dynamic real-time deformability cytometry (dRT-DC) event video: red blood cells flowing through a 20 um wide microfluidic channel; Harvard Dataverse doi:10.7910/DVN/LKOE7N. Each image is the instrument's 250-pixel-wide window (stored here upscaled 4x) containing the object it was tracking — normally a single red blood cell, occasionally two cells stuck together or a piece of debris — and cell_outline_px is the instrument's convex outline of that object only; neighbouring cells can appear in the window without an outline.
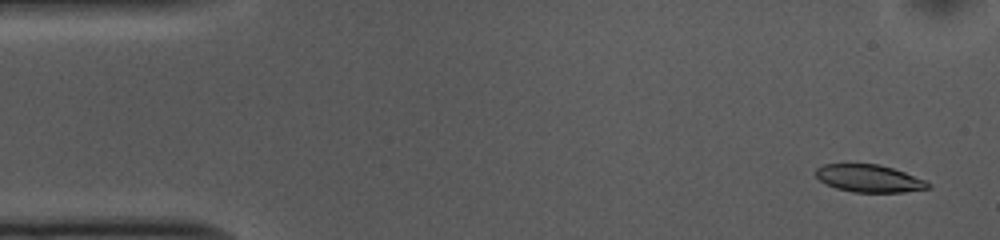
{"species": "common noctule bat (a hibernating species)", "species_latin": "Nyctalus noctula", "temperature_condition": "cold", "stored_images_in_passage": 51, "camera_frame_rate_fps": 3000, "um_per_image_px": 0.085, "animal": {"sex": "female", "body_mass_g": 10.0, "forearm_length_mm": 53.1}, "frame": {"image": 1, "passage_image": 1, "time_ms": 0.0, "image_size_px": [1000, 240], "cell_outline_px": [[932, 184], [928, 188], [904, 192], [852, 192], [836, 188], [820, 180], [816, 176], [816, 168], [824, 164], [880, 164], [904, 172], [924, 180]], "centroid_in_image_um": [73.87, 15.16], "position_along_channel_um": 11.1, "area_um2": 17.8}}
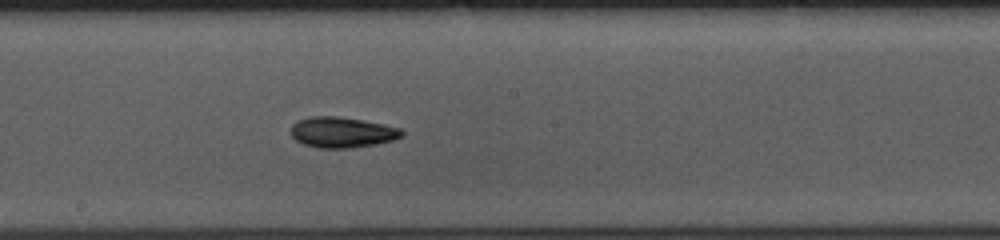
{"frame": {"image": 2, "passage_image": 26, "time_ms": 8.333, "image_size_px": [1000, 240], "cell_outline_px": [[404, 132], [400, 136], [392, 140], [376, 144], [348, 148], [320, 148], [304, 144], [296, 140], [292, 136], [292, 124], [296, 120], [308, 116], [340, 116], [364, 120], [384, 124], [400, 128]], "centroid_in_image_um": [29.05, 11.23], "position_along_channel_um": 219.1, "area_um2": 19.83}}
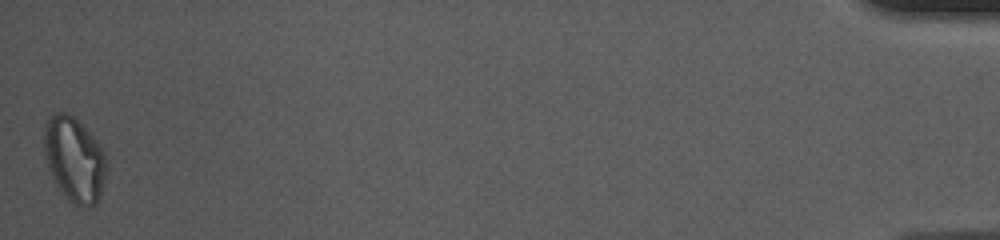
{"frame": {"image": 3, "passage_image": 51, "time_ms": 16.667, "image_size_px": [1000, 240], "cell_outline_px": [[108, 172], [96, 204], [88, 208], [80, 208], [72, 204], [64, 196], [56, 184], [48, 168], [44, 148], [44, 128], [48, 116], [56, 112], [64, 112], [72, 116], [92, 136], [104, 152], [108, 160]], "centroid_in_image_um": [6.34, 13.6], "position_along_channel_um": 428.9, "area_um2": 31.04}, "authors_computed_cell_mechanics": {"area_um2": 19.363, "velocity_mm_per_s": 3.7076, "shape_relaxation_time_tau1_ms": 4.7569, "shape_relaxation_time_tau2_ms": 6.6526, "deformation_change_tau1": 0.1236, "deformation_change_tau2": 0.1455}}